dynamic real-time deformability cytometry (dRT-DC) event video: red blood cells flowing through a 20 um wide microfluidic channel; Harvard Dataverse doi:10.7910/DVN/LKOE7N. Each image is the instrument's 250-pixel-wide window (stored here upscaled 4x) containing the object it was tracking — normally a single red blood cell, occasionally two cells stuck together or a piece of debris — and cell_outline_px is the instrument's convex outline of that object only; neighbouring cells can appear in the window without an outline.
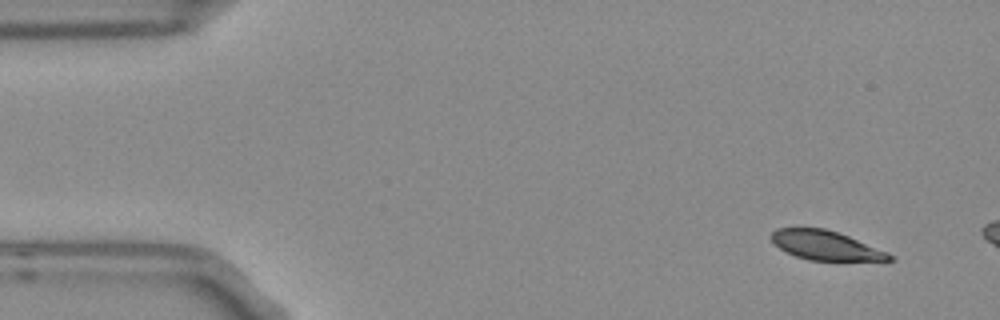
{"species": "Egyptian fruit bat (a non-hibernating species)", "species_latin": "Rousettus aegyptiacus", "temperature_condition": "room temperature", "stored_images_in_passage": 3, "camera_frame_rate_fps": 3000, "um_per_image_px": 0.085, "frame": {"image": 1, "passage_image": 1, "time_ms": 0.0, "image_size_px": [1000, 320], "cell_outline_px": [[896, 260], [808, 260], [796, 256], [780, 248], [768, 236], [776, 228], [824, 228], [848, 236], [888, 252]], "centroid_in_image_um": [70.15, 20.85], "position_along_channel_um": 14.8, "area_um2": 19.77}}